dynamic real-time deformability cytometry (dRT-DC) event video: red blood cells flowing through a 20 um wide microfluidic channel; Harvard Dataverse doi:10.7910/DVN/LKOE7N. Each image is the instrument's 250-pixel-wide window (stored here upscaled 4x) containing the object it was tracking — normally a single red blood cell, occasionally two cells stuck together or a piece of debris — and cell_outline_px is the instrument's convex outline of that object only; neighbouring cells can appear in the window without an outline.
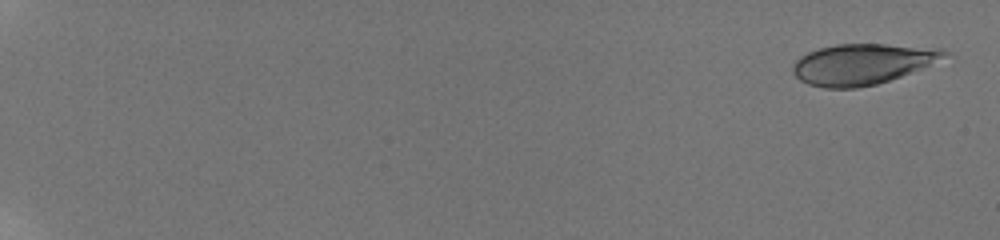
{"species": "human", "species_latin": "Homo sapiens", "temperature_condition": "room temperature", "stored_images_in_passage": 52, "camera_frame_rate_fps": 3000, "um_per_image_px": 0.085, "donor": {"sex": "male"}, "frame": {"image": 1, "passage_image": 1, "time_ms": 0.0, "image_size_px": [1000, 240], "cell_outline_px": [[952, 56], [900, 76], [876, 84], [856, 88], [824, 88], [808, 84], [800, 80], [792, 72], [792, 68], [796, 60], [800, 56], [808, 52], [820, 48], [836, 44], [884, 44], [944, 48]], "centroid_in_image_um": [73.32, 5.44], "position_along_channel_um": 11.7, "area_um2": 36.01}}
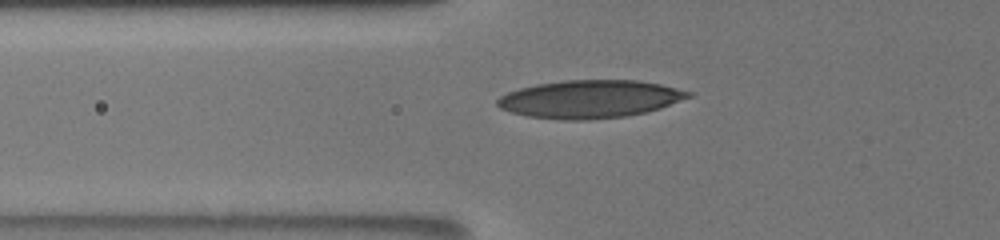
{"frame": {"image": 2, "passage_image": 16, "time_ms": 7.667, "image_size_px": [1000, 240], "cell_outline_px": [[692, 96], [660, 108], [648, 112], [624, 116], [588, 120], [564, 120], [528, 116], [512, 112], [500, 108], [496, 104], [496, 100], [500, 96], [508, 92], [520, 88], [536, 84], [564, 80], [636, 80], [660, 84], [692, 92]], "centroid_in_image_um": [50.13, 8.42], "position_along_channel_um": 75.7, "area_um2": 42.08}}
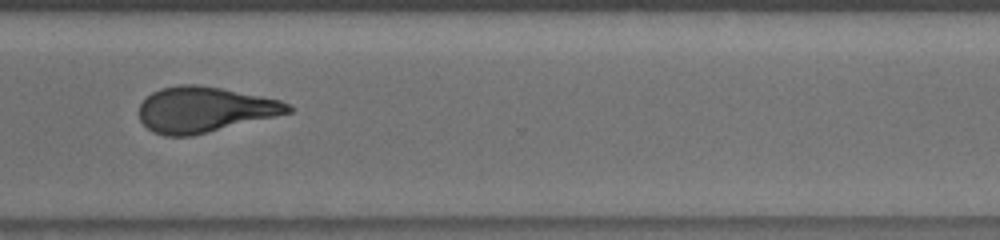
{"frame": {"image": 3, "passage_image": 51, "time_ms": 15.0, "image_size_px": [1000, 240], "cell_outline_px": [[292, 112], [192, 136], [164, 136], [152, 132], [140, 120], [140, 104], [152, 92], [160, 88], [180, 84], [196, 84], [220, 88], [280, 100], [288, 104], [292, 108]], "centroid_in_image_um": [17.35, 9.31], "position_along_channel_um": 353.3, "area_um2": 39.19}}